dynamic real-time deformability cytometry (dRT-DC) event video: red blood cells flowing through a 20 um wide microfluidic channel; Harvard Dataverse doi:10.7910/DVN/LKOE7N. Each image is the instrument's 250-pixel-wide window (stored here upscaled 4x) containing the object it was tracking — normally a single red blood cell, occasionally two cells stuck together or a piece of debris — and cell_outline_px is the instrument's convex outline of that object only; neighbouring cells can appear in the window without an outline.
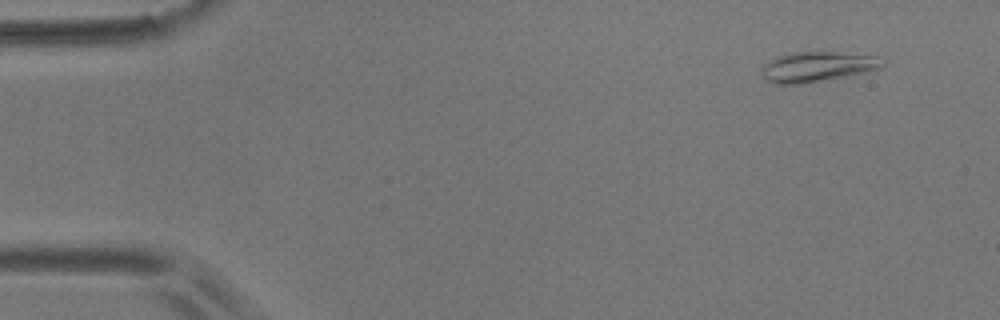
{"species": "common noctule bat (a hibernating species)", "species_latin": "Nyctalus noctula", "temperature_condition": "room temperature", "stored_images_in_passage": 5, "camera_frame_rate_fps": 3000, "um_per_image_px": 0.085, "animal": {"sex": "male", "body_mass_g": 17.9}, "frame": {"image": 1, "passage_image": 1, "time_ms": 0.0, "image_size_px": [1000, 320], "cell_outline_px": [[888, 56], [884, 64], [880, 68], [864, 72], [820, 80], [792, 84], [772, 84], [764, 80], [760, 76], [760, 68], [768, 60], [792, 52], [832, 52]], "centroid_in_image_um": [69.46, 5.65], "position_along_channel_um": 15.5, "area_um2": 21.33}}
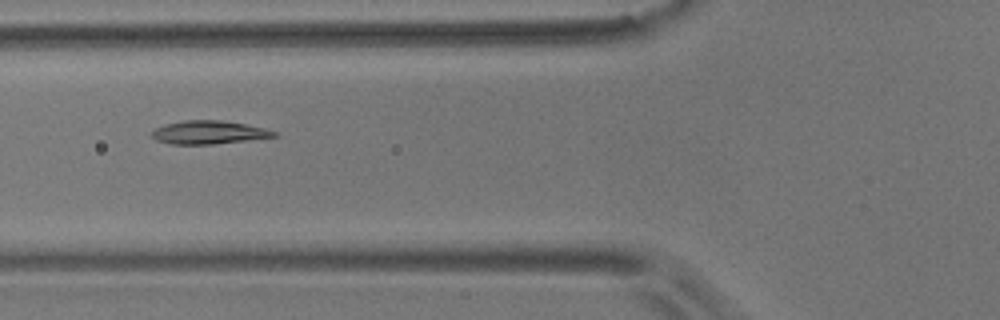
{"frame": {"image": 2, "passage_image": 5, "time_ms": 5.333, "image_size_px": [1000, 320], "cell_outline_px": [[280, 136], [248, 140], [212, 144], [172, 144], [156, 140], [152, 136], [152, 132], [156, 128], [164, 124], [184, 120], [220, 120], [244, 124], [264, 128], [276, 132]], "centroid_in_image_um": [17.75, 11.25], "position_along_channel_um": 108.1, "area_um2": 16.47}}